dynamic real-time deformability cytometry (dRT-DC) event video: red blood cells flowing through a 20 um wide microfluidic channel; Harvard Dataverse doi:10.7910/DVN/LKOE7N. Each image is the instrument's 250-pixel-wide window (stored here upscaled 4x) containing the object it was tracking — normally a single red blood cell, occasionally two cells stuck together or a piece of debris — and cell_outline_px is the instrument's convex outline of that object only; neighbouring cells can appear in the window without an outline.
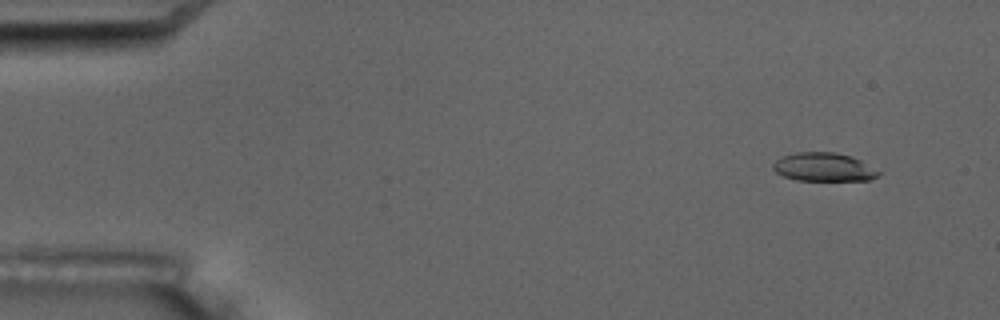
{"species": "common noctule bat (a hibernating species)", "species_latin": "Nyctalus noctula", "temperature_condition": "room temperature", "stored_images_in_passage": 9, "camera_frame_rate_fps": 3000, "um_per_image_px": 0.085, "animal": {"sex": "male", "body_mass_g": 17.5, "forearm_length_mm": 52.3}, "frame": {"image": 1, "passage_image": 1, "time_ms": 0.0, "image_size_px": [1000, 320], "cell_outline_px": [[880, 176], [872, 180], [796, 180], [784, 176], [776, 172], [772, 168], [772, 164], [776, 160], [784, 156], [796, 152], [836, 152], [852, 156], [860, 160], [880, 172]], "centroid_in_image_um": [70.03, 14.2], "position_along_channel_um": 15.0, "area_um2": 17.51}}
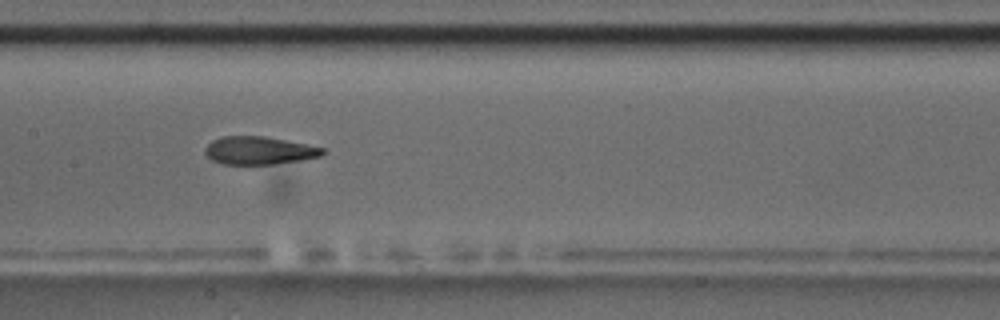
{"frame": {"image": 2, "passage_image": 8, "time_ms": 8.0, "image_size_px": [1000, 320], "cell_outline_px": [[324, 152], [320, 156], [300, 160], [272, 164], [224, 164], [212, 160], [204, 152], [204, 148], [212, 140], [220, 136], [264, 136], [324, 148]], "centroid_in_image_um": [21.96, 12.79], "position_along_channel_um": 185.4, "area_um2": 18.9}}